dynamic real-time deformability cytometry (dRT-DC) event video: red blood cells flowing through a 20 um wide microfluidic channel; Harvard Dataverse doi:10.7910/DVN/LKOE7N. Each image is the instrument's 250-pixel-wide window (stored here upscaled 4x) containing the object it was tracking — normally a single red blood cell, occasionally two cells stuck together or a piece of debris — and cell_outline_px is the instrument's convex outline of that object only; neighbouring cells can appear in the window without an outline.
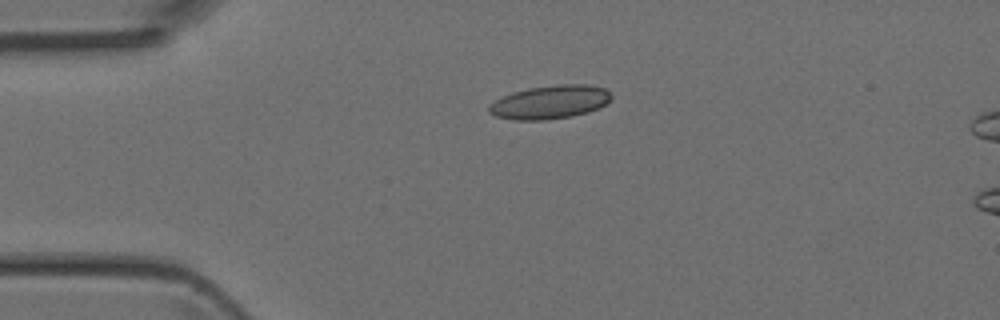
{"species": "Egyptian fruit bat (a non-hibernating species)", "species_latin": "Rousettus aegyptiacus", "temperature_condition": "room temperature", "stored_images_in_passage": 2, "camera_frame_rate_fps": 3000, "um_per_image_px": 0.085, "animal": {"sex": "female"}, "frame": {"image": 1, "passage_image": 1, "time_ms": 0.0, "image_size_px": [1000, 320], "cell_outline_px": [[612, 96], [600, 108], [588, 112], [572, 116], [548, 120], [512, 120], [496, 116], [488, 112], [488, 104], [512, 92], [528, 88], [556, 84], [588, 84], [604, 88]], "centroid_in_image_um": [46.72, 8.68], "position_along_channel_um": 38.3, "area_um2": 23.99}}